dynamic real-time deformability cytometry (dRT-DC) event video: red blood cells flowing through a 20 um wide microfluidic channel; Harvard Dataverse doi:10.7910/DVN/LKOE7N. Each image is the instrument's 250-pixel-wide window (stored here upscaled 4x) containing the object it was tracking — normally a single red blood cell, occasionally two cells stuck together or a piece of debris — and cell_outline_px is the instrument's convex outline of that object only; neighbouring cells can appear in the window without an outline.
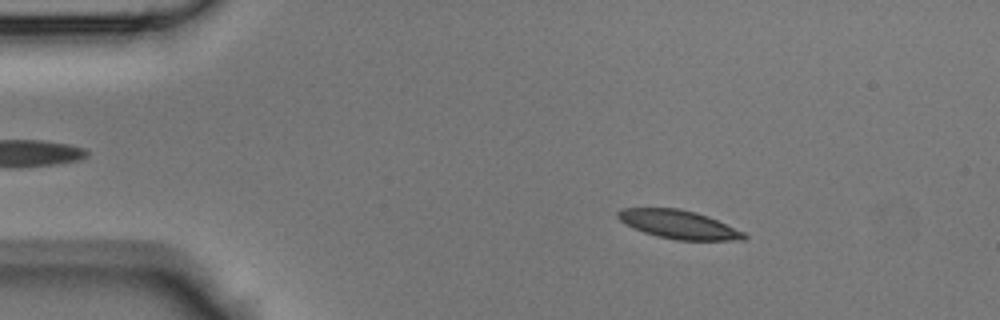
{"species": "Egyptian fruit bat (a non-hibernating species)", "species_latin": "Rousettus aegyptiacus", "temperature_condition": "room temperature", "stored_images_in_passage": 43, "camera_frame_rate_fps": 3000, "um_per_image_px": 0.085, "animal": {"sex": "male"}, "frame": {"image": 1, "passage_image": 7, "time_ms": 2.0, "image_size_px": [1000, 320], "cell_outline_px": [[748, 236], [744, 240], [676, 240], [644, 232], [624, 224], [616, 216], [616, 212], [620, 208], [680, 208], [696, 212], [708, 216], [744, 232]], "centroid_in_image_um": [57.67, 19.07], "position_along_channel_um": 27.3, "area_um2": 20.92}}
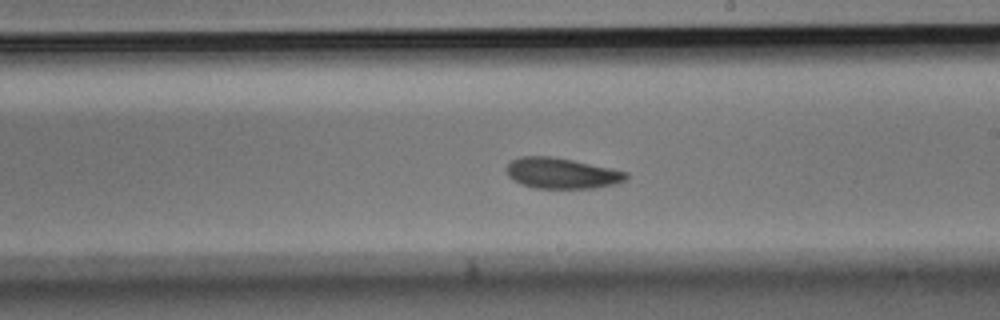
{"frame": {"image": 2, "passage_image": 25, "time_ms": 8.0, "image_size_px": [1000, 320], "cell_outline_px": [[628, 176], [624, 180], [616, 184], [596, 188], [532, 188], [520, 184], [508, 176], [504, 168], [512, 160], [520, 156], [548, 156], [572, 160], [628, 172]], "centroid_in_image_um": [47.7, 14.73], "position_along_channel_um": 241.3, "area_um2": 21.44}}
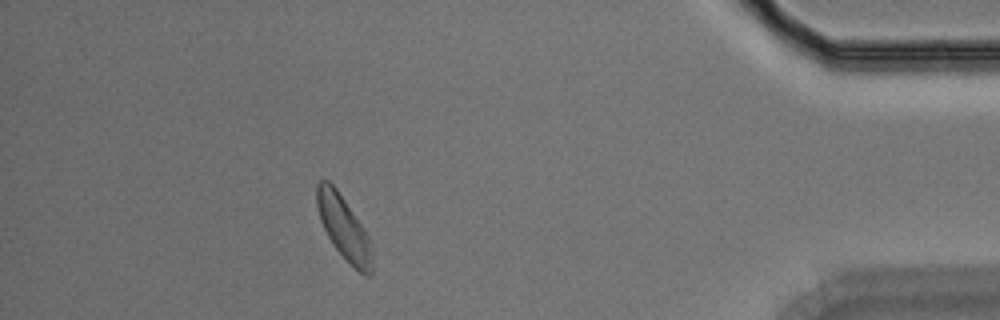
{"frame": {"image": 3, "passage_image": 39, "time_ms": 12.667, "image_size_px": [1000, 320], "cell_outline_px": [[372, 276], [364, 276], [332, 244], [320, 220], [316, 204], [316, 184], [320, 180], [328, 180], [336, 188], [364, 228], [372, 244]], "centroid_in_image_um": [29.23, 19.35], "position_along_channel_um": 406.0, "area_um2": 20.29}}